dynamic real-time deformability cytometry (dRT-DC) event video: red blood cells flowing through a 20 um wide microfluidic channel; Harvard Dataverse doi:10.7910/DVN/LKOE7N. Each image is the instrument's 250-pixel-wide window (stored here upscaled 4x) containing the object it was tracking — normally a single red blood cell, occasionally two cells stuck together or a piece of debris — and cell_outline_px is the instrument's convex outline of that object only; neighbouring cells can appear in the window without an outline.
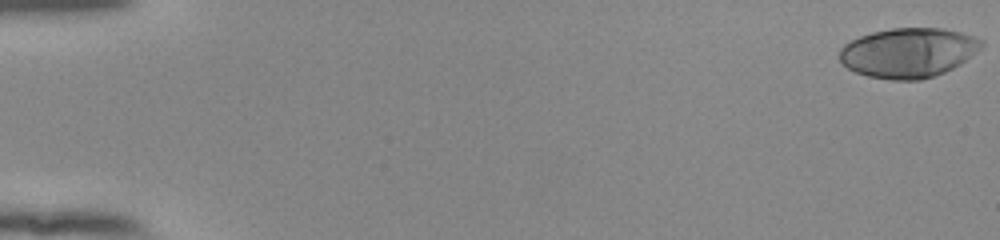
{"species": "human", "species_latin": "Homo sapiens", "temperature_condition": "room temperature", "stored_images_in_passage": 54, "camera_frame_rate_fps": 3000, "um_per_image_px": 0.085, "donor": {"sex": "female"}, "frame": {"image": 1, "passage_image": 1, "time_ms": 0.0, "image_size_px": [1000, 240], "cell_outline_px": [[984, 44], [976, 52], [960, 64], [944, 72], [920, 80], [892, 80], [868, 76], [856, 72], [848, 68], [840, 60], [840, 48], [844, 44], [860, 36], [872, 32], [892, 28], [940, 28], [960, 32], [976, 36], [984, 40]], "centroid_in_image_um": [77.22, 4.47], "position_along_channel_um": 7.8, "area_um2": 40.98}}
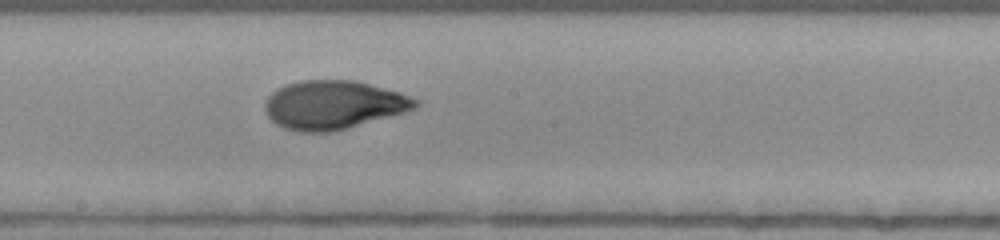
{"frame": {"image": 2, "passage_image": 31, "time_ms": 10.0, "image_size_px": [1000, 240], "cell_outline_px": [[420, 104], [416, 108], [404, 112], [344, 128], [328, 132], [300, 132], [284, 128], [276, 124], [264, 112], [264, 104], [268, 96], [276, 88], [284, 84], [304, 80], [352, 80], [400, 92], [420, 100]], "centroid_in_image_um": [28.3, 8.9], "position_along_channel_um": 219.9, "area_um2": 42.43}}
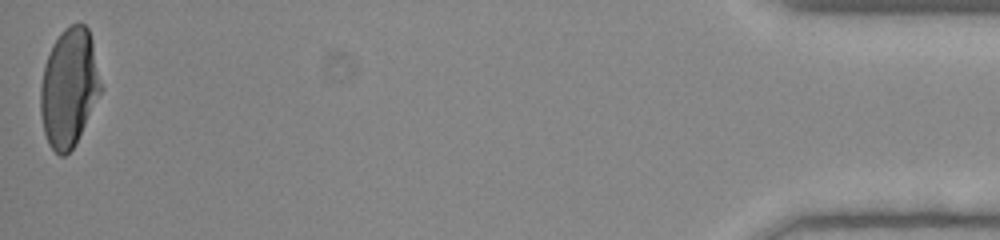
{"frame": {"image": 3, "passage_image": 54, "time_ms": 17.667, "image_size_px": [1000, 240], "cell_outline_px": [[100, 92], [76, 144], [64, 156], [60, 156], [48, 144], [44, 132], [40, 112], [40, 84], [44, 64], [52, 44], [60, 32], [64, 28], [72, 24], [84, 24], [88, 28], [92, 40], [100, 84]], "centroid_in_image_um": [5.83, 7.44], "position_along_channel_um": 429.4, "area_um2": 41.27}, "authors_computed_cell_mechanics": {"area_um2": 41.6738, "velocity_mm_per_s": 3.865, "shape_relaxation_time_tau1_ms": 6.7758, "shape_relaxation_time_tau2_ms": 1.0622, "deformation_change_tau1": 0.2631, "deformation_change_tau2": 0.0544}}